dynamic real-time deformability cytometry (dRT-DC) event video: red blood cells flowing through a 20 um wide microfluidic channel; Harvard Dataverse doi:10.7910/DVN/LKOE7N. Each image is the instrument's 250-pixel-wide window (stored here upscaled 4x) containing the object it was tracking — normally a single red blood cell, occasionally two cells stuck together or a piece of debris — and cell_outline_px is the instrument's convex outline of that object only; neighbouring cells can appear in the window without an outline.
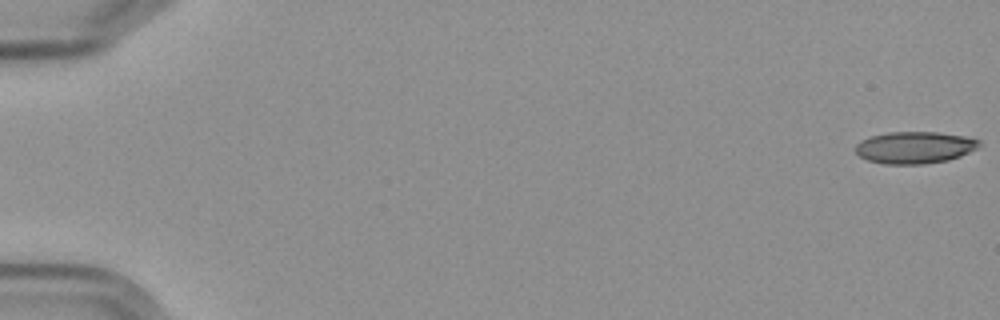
{"species": "Egyptian fruit bat (a non-hibernating species)", "species_latin": "Rousettus aegyptiacus", "temperature_condition": "cold", "stored_images_in_passage": 5, "segment_of_instrument_passage": [2, 2], "camera_frame_rate_fps": 3000, "um_per_image_px": 0.085, "frame": {"image": 1, "passage_image": 5, "time_ms": 5.667, "image_size_px": [1000, 320], "cell_outline_px": [[980, 144], [976, 148], [960, 156], [948, 160], [924, 164], [884, 164], [868, 160], [860, 156], [856, 152], [856, 144], [860, 140], [872, 136], [888, 132], [940, 132], [964, 136], [980, 140]], "centroid_in_image_um": [77.74, 12.53], "position_along_channel_um": 7.3, "area_um2": 22.95}}